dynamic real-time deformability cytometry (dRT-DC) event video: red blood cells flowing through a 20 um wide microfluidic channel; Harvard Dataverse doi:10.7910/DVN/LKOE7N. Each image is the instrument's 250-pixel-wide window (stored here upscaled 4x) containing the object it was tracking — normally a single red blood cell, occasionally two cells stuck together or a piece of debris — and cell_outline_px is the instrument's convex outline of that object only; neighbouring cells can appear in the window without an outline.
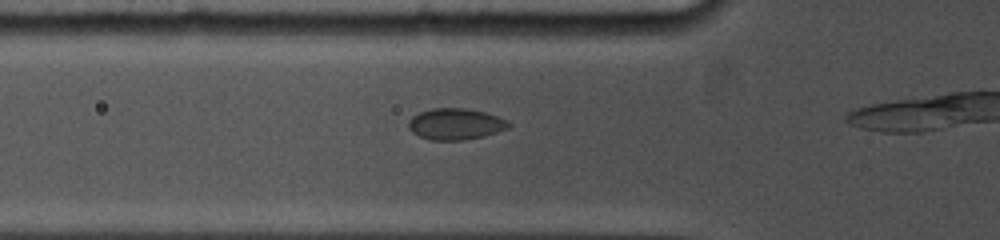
{"species": "common noctule bat (a hibernating species)", "species_latin": "Nyctalus noctula", "temperature_condition": "cold", "stored_images_in_passage": 12, "camera_frame_rate_fps": 5000, "um_per_image_px": 0.085, "animal": {"sex": "female", "body_mass_g": 19.0, "forearm_length_mm": 53.3}, "frame": {"image": 1, "passage_image": 7, "time_ms": 2.2, "image_size_px": [1000, 240], "cell_outline_px": [[512, 124], [508, 128], [484, 136], [464, 140], [432, 140], [420, 136], [412, 132], [408, 128], [408, 120], [412, 116], [420, 112], [432, 108], [464, 108], [484, 112], [508, 120]], "centroid_in_image_um": [38.71, 10.54], "position_along_channel_um": 87.1, "area_um2": 18.26}}
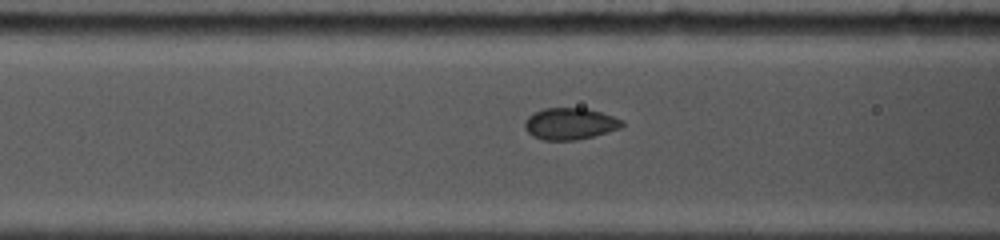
{"frame": {"image": 2, "passage_image": 9, "time_ms": 3.0, "image_size_px": [1000, 240], "cell_outline_px": [[624, 124], [620, 128], [608, 132], [576, 140], [544, 140], [532, 136], [524, 128], [524, 120], [528, 116], [544, 108], [584, 108], [600, 112], [624, 120]], "centroid_in_image_um": [48.43, 10.52], "position_along_channel_um": 118.2, "area_um2": 17.92}}